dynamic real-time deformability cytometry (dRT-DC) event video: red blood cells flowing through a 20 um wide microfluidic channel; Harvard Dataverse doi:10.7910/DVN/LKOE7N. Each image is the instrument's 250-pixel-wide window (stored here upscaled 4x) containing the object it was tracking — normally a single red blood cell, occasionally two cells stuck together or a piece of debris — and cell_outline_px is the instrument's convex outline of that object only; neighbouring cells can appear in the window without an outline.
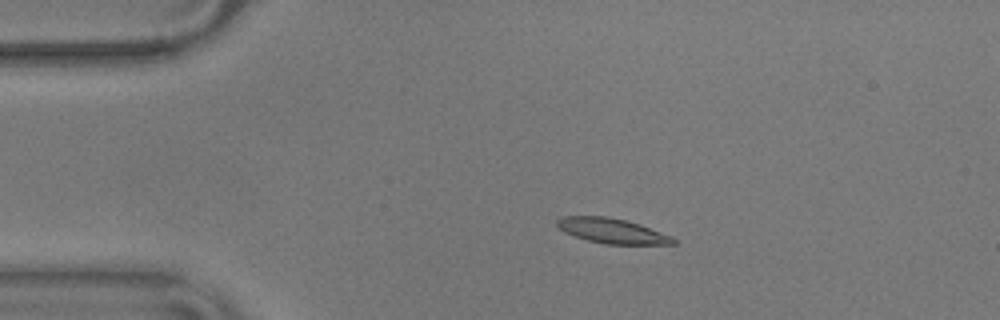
{"species": "common noctule bat (a hibernating species)", "species_latin": "Nyctalus noctula", "temperature_condition": "warm", "stored_images_in_passage": 46, "camera_frame_rate_fps": 3000, "um_per_image_px": 0.085, "animal": {"sex": "male", "body_mass_g": 17.9}, "frame": {"image": 1, "passage_image": 1, "time_ms": 0.0, "image_size_px": [1000, 320], "cell_outline_px": [[680, 240], [676, 244], [604, 244], [588, 240], [564, 232], [556, 224], [556, 220], [564, 216], [604, 216], [628, 220], [640, 224], [672, 236]], "centroid_in_image_um": [52.08, 19.62], "position_along_channel_um": 32.9, "area_um2": 16.99}}
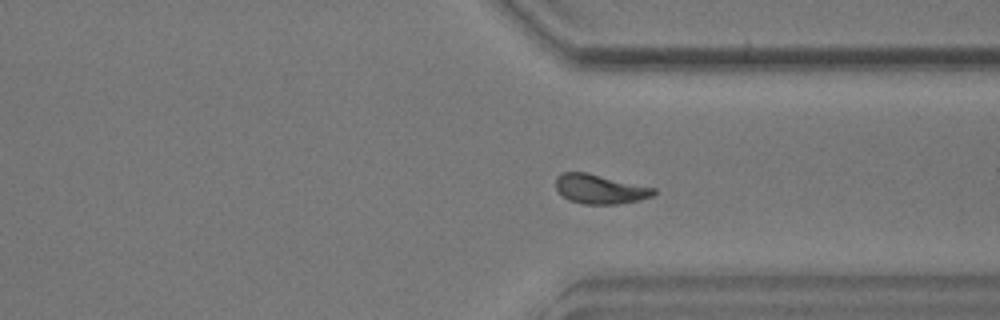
{"frame": {"image": 2, "passage_image": 32, "time_ms": 10.333, "image_size_px": [1000, 320], "cell_outline_px": [[656, 192], [652, 196], [640, 200], [616, 204], [584, 204], [568, 200], [556, 188], [556, 176], [560, 172], [588, 172], [656, 188]], "centroid_in_image_um": [51.0, 16.06], "position_along_channel_um": 360.4, "area_um2": 16.88}}
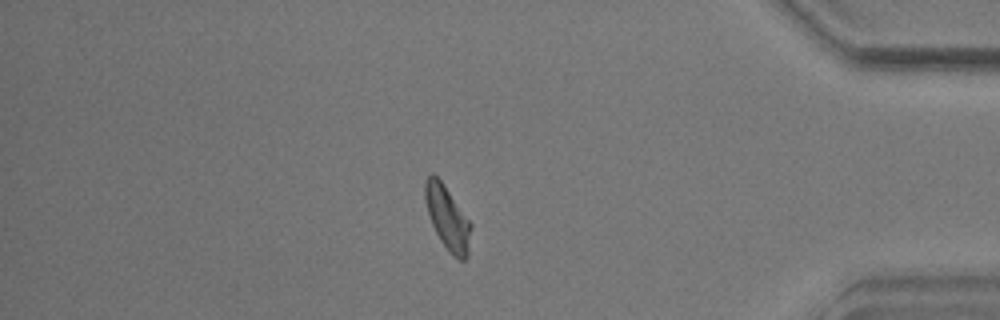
{"frame": {"image": 3, "passage_image": 38, "time_ms": 12.333, "image_size_px": [1000, 320], "cell_outline_px": [[472, 228], [468, 256], [464, 260], [460, 260], [452, 256], [448, 252], [440, 240], [432, 224], [424, 200], [424, 180], [432, 172], [444, 184], [472, 224]], "centroid_in_image_um": [38.04, 18.53], "position_along_channel_um": 397.2, "area_um2": 17.22}, "authors_computed_cell_mechanics": {"area_um2": 16.7042, "velocity_mm_per_s": 3.5747, "shape_relaxation_time_tau1_ms": 5.7191, "shape_relaxation_time_tau2_ms": 4.8585, "deformation_change_tau1": 0.1864, "deformation_change_tau2": 0.1133}}